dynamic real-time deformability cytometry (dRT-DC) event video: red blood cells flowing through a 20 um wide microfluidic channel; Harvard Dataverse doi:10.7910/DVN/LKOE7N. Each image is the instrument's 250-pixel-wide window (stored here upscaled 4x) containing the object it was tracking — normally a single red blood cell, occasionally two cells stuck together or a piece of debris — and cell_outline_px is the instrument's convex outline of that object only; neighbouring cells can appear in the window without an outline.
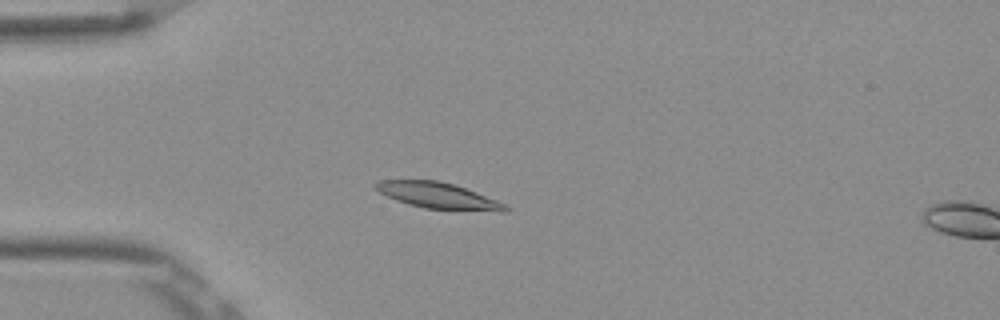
{"species": "Egyptian fruit bat (a non-hibernating species)", "species_latin": "Rousettus aegyptiacus", "temperature_condition": "room temperature", "stored_images_in_passage": 53, "camera_frame_rate_fps": 3000, "um_per_image_px": 0.085, "frame": {"image": 1, "passage_image": 14, "time_ms": 4.333, "image_size_px": [1000, 320], "cell_outline_px": [[508, 212], [500, 212], [424, 208], [408, 204], [396, 200], [372, 188], [372, 184], [380, 180], [440, 180], [476, 192], [508, 204]], "centroid_in_image_um": [37.25, 16.63], "position_along_channel_um": 47.7, "area_um2": 19.83}}
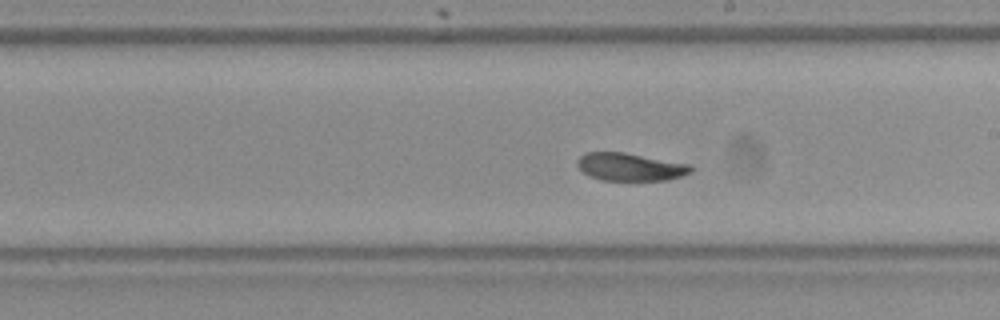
{"frame": {"image": 2, "passage_image": 30, "time_ms": 9.667, "image_size_px": [1000, 320], "cell_outline_px": [[692, 172], [668, 180], [600, 180], [588, 176], [576, 164], [576, 160], [584, 152], [624, 152], [688, 164], [692, 168]], "centroid_in_image_um": [53.51, 14.18], "position_along_channel_um": 235.5, "area_um2": 18.32}}
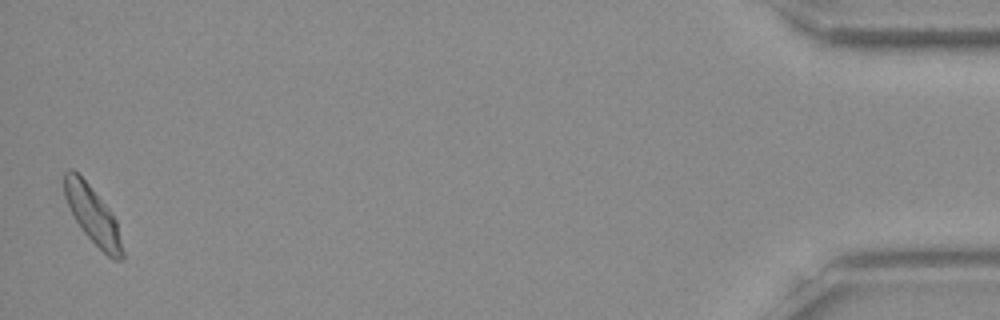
{"frame": {"image": 3, "passage_image": 52, "time_ms": 17.0, "image_size_px": [1000, 320], "cell_outline_px": [[124, 260], [112, 260], [84, 232], [76, 220], [64, 196], [64, 172], [68, 168], [72, 168], [88, 184], [108, 208], [116, 220], [124, 252]], "centroid_in_image_um": [7.89, 18.29], "position_along_channel_um": 427.3, "area_um2": 18.96}, "authors_computed_cell_mechanics": {"area_um2": 19.3052, "velocity_mm_per_s": 3.8336, "shape_relaxation_time_tau1_ms": 4.3026, "shape_relaxation_time_tau2_ms": null, "deformation_change_tau1": 0.1127, "deformation_change_tau2": null}}